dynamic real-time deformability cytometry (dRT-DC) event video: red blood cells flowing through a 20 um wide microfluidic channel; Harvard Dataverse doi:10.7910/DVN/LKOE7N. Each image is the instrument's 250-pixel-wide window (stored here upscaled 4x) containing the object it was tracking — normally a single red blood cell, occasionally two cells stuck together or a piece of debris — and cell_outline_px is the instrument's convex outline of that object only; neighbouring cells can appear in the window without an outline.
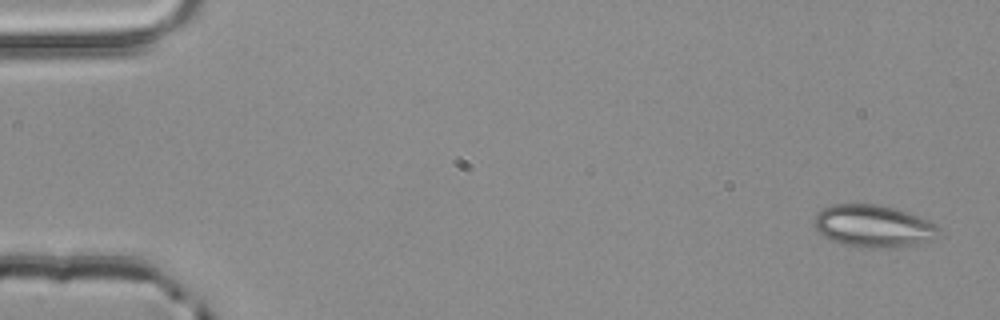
{"species": "common noctule bat (a hibernating species)", "species_latin": "Nyctalus noctula", "temperature_condition": "room temperature", "stored_images_in_passage": 4, "camera_frame_rate_fps": 3000, "um_per_image_px": 0.085, "animal": {"sex": "male", "body_mass_g": 20.4}, "frame": {"image": 1, "passage_image": 1, "time_ms": 0.0, "image_size_px": [1000, 320], "cell_outline_px": [[940, 236], [932, 240], [904, 248], [872, 248], [844, 244], [832, 240], [824, 236], [816, 228], [812, 220], [816, 212], [832, 204], [880, 204], [928, 220], [936, 224], [940, 228]], "centroid_in_image_um": [74.26, 19.23], "position_along_channel_um": 10.7, "area_um2": 30.92}}